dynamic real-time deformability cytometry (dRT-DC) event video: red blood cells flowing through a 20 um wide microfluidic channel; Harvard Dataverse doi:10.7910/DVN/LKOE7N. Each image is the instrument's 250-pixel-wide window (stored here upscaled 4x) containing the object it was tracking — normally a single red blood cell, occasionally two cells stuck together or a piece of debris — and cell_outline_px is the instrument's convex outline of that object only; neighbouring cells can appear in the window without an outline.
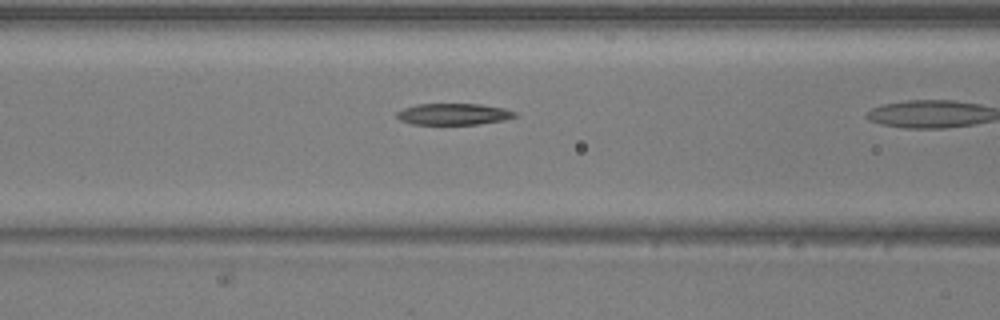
{"species": "common noctule bat (a hibernating species)", "species_latin": "Nyctalus noctula", "temperature_condition": "warm", "stored_images_in_passage": 11, "camera_frame_rate_fps": 3000, "um_per_image_px": 0.085, "animal": {"sex": "male", "body_mass_g": 20.5, "forearm_length_mm": 52.5}, "frame": {"image": 1, "passage_image": 4, "time_ms": 1.0, "image_size_px": [1000, 320], "cell_outline_px": [[520, 116], [504, 120], [476, 124], [412, 124], [400, 120], [396, 116], [396, 112], [404, 108], [416, 104], [480, 104], [504, 108], [516, 112]], "centroid_in_image_um": [38.57, 9.7], "position_along_channel_um": 128.0, "area_um2": 14.8}}
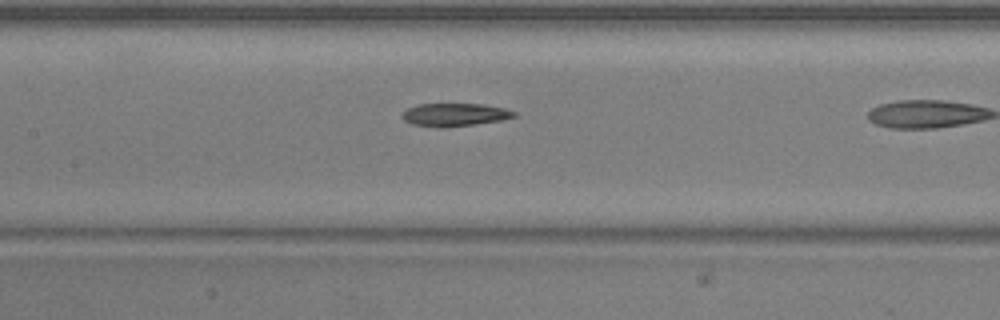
{"frame": {"image": 2, "passage_image": 7, "time_ms": 2.0, "image_size_px": [1000, 320], "cell_outline_px": [[516, 116], [500, 120], [476, 124], [448, 128], [436, 128], [408, 124], [400, 116], [408, 108], [416, 104], [480, 104], [504, 108], [516, 112]], "centroid_in_image_um": [38.58, 9.77], "position_along_channel_um": 168.8, "area_um2": 15.2}}
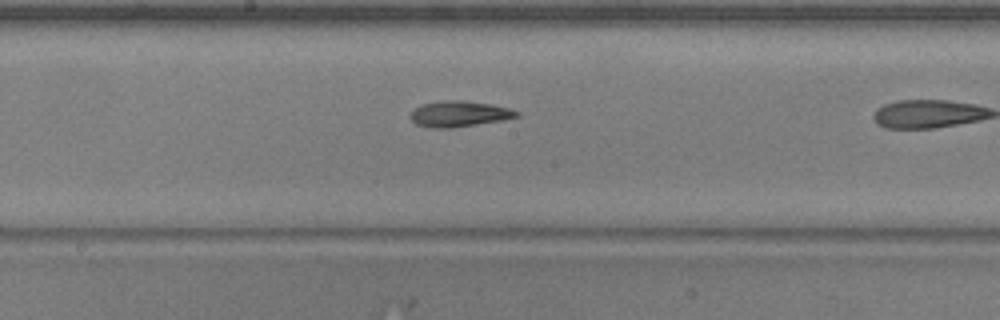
{"frame": {"image": 3, "passage_image": 10, "time_ms": 3.0, "image_size_px": [1000, 320], "cell_outline_px": [[520, 116], [504, 120], [452, 128], [432, 128], [416, 124], [408, 116], [412, 108], [420, 104], [440, 100], [464, 100], [492, 104], [512, 108], [520, 112]], "centroid_in_image_um": [39.02, 9.66], "position_along_channel_um": 209.2, "area_um2": 16.47}}